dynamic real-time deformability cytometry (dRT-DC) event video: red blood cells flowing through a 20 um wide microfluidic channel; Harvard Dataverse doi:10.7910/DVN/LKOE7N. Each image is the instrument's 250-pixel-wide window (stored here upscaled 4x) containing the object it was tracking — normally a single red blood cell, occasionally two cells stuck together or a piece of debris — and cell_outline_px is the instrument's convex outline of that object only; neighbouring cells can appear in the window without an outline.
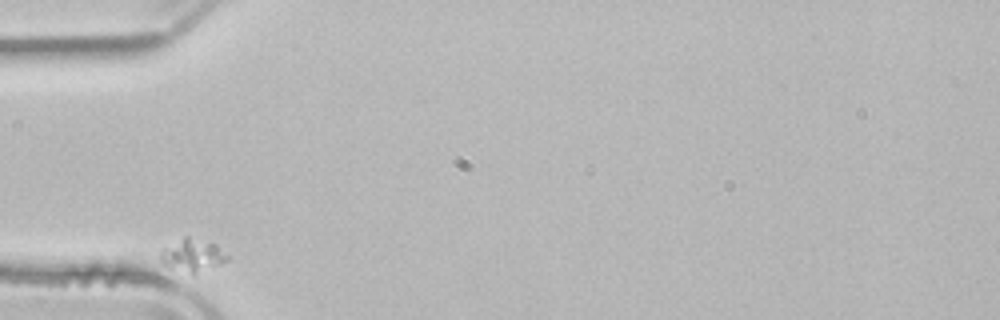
{"species": "common noctule bat (a hibernating species)", "species_latin": "Nyctalus noctula", "temperature_condition": "room temperature", "stored_images_in_passage": 33, "camera_frame_rate_fps": 3000, "um_per_image_px": 0.085, "animal": {"sex": "male", "body_mass_g": 21.5, "forearm_length_mm": 52.0}, "frame": {"image": 1, "passage_image": 1, "time_ms": 0.0, "image_size_px": [1000, 320], "cell_outline_px": [[228, 260], [220, 264], [192, 276], [164, 264], [160, 260], [160, 252], [164, 248], [184, 236], [188, 236], [216, 244], [228, 256]], "centroid_in_image_um": [16.37, 21.72], "position_along_channel_um": 68.6, "area_um2": 12.72}}
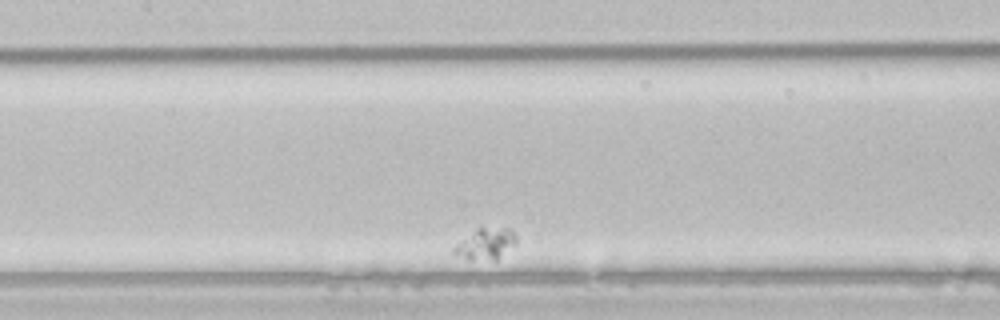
{"frame": {"image": 2, "passage_image": 12, "time_ms": 3.667, "image_size_px": [1000, 320], "cell_outline_px": [[516, 244], [496, 260], [468, 260], [452, 252], [452, 248], [460, 240], [476, 228], [512, 228], [516, 236]], "centroid_in_image_um": [41.28, 20.73], "position_along_channel_um": 166.1, "area_um2": 11.44}}
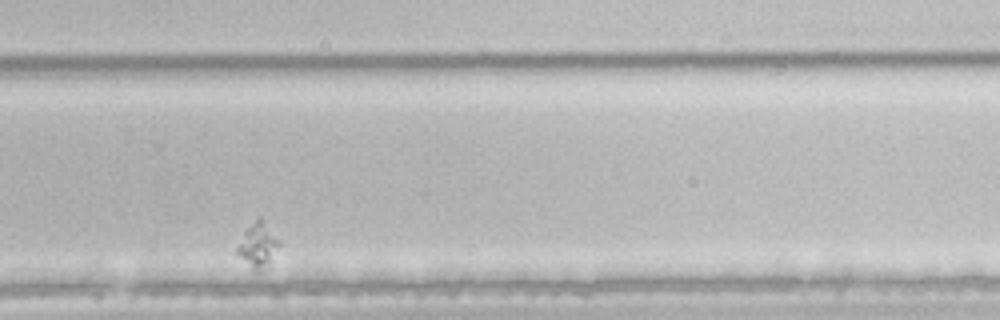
{"frame": {"image": 3, "passage_image": 27, "time_ms": 8.667, "image_size_px": [1000, 320], "cell_outline_px": [[280, 244], [268, 264], [256, 268], [252, 268], [236, 252], [236, 248], [244, 232], [256, 216], [260, 216], [280, 240]], "centroid_in_image_um": [21.92, 20.73], "position_along_channel_um": 307.9, "area_um2": 10.4}}